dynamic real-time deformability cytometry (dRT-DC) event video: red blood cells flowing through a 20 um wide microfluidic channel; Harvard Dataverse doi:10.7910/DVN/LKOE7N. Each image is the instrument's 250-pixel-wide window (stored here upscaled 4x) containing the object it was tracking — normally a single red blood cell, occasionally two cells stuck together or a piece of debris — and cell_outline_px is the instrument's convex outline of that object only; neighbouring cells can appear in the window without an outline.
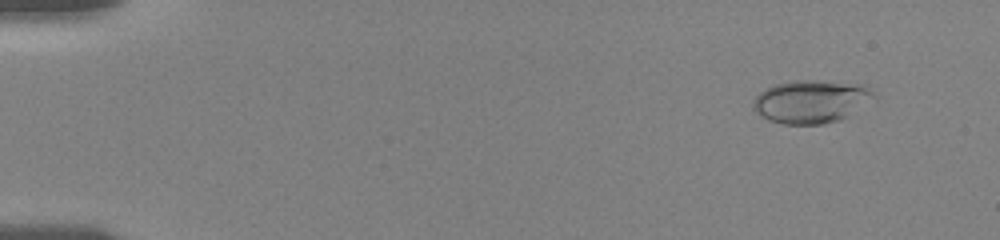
{"species": "human", "species_latin": "Homo sapiens", "temperature_condition": "room temperature", "stored_images_in_passage": 31, "camera_frame_rate_fps": 3000, "um_per_image_px": 0.085, "donor": {"sex": "female"}, "frame": {"image": 1, "passage_image": 4, "time_ms": 1.333, "image_size_px": [1000, 240], "cell_outline_px": [[876, 100], [848, 116], [840, 120], [824, 124], [784, 124], [768, 120], [760, 116], [752, 108], [752, 100], [760, 92], [776, 84], [796, 80], [812, 80], [864, 84], [876, 96]], "centroid_in_image_um": [68.97, 8.64], "position_along_channel_um": 16.0, "area_um2": 30.58}}
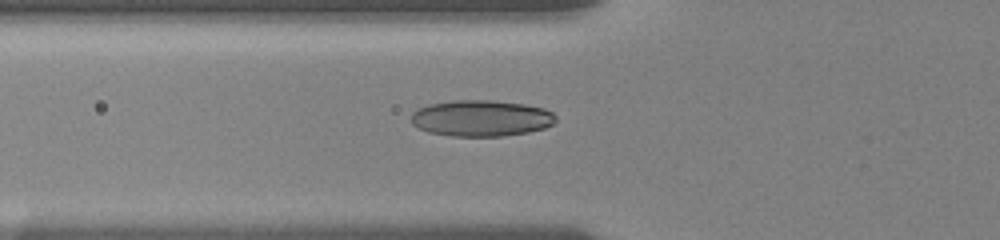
{"frame": {"image": 2, "passage_image": 21, "time_ms": 6.667, "image_size_px": [1000, 240], "cell_outline_px": [[556, 120], [552, 124], [544, 128], [528, 132], [504, 136], [452, 136], [428, 132], [416, 128], [412, 124], [412, 112], [416, 108], [428, 104], [452, 100], [488, 100], [524, 104], [544, 108], [552, 112], [556, 116]], "centroid_in_image_um": [40.86, 10.05], "position_along_channel_um": 84.9, "area_um2": 30.75}}
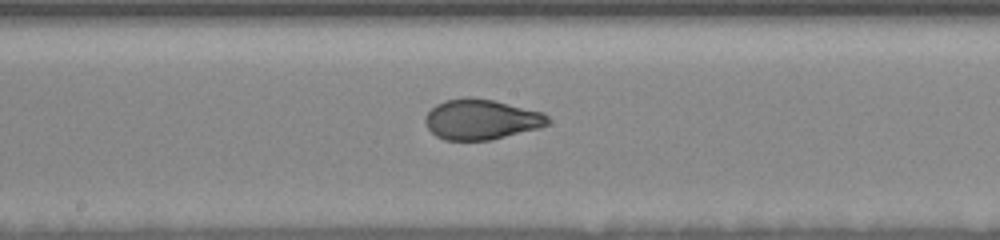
{"frame": {"image": 3, "passage_image": 31, "time_ms": 10.0, "image_size_px": [1000, 240], "cell_outline_px": [[548, 124], [536, 128], [492, 140], [444, 140], [436, 136], [428, 128], [424, 120], [428, 112], [436, 104], [444, 100], [464, 96], [472, 96], [492, 100], [544, 112], [548, 116]], "centroid_in_image_um": [40.87, 10.13], "position_along_channel_um": 207.3, "area_um2": 28.78}}